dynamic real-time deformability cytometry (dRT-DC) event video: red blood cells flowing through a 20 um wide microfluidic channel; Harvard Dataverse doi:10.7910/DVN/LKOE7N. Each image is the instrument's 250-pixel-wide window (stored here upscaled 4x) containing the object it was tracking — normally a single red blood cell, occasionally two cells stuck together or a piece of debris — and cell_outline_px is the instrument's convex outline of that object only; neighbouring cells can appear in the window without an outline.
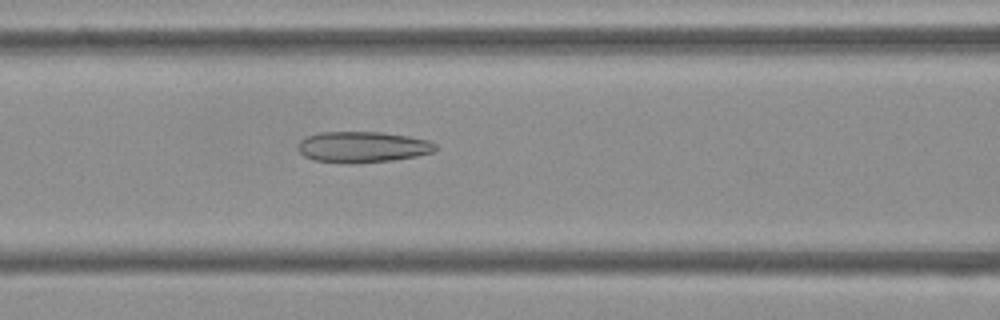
{"species": "Egyptian fruit bat (a non-hibernating species)", "species_latin": "Rousettus aegyptiacus", "temperature_condition": "cold", "stored_images_in_passage": 49, "camera_frame_rate_fps": 3000, "um_per_image_px": 0.085, "frame": {"image": 1, "passage_image": 18, "time_ms": 5.667, "image_size_px": [1000, 320], "cell_outline_px": [[436, 148], [432, 152], [416, 156], [392, 160], [356, 164], [348, 164], [312, 160], [304, 156], [296, 148], [300, 140], [304, 136], [320, 132], [384, 132], [408, 136], [428, 140], [436, 144]], "centroid_in_image_um": [30.76, 12.5], "position_along_channel_um": 135.8, "area_um2": 25.14}}
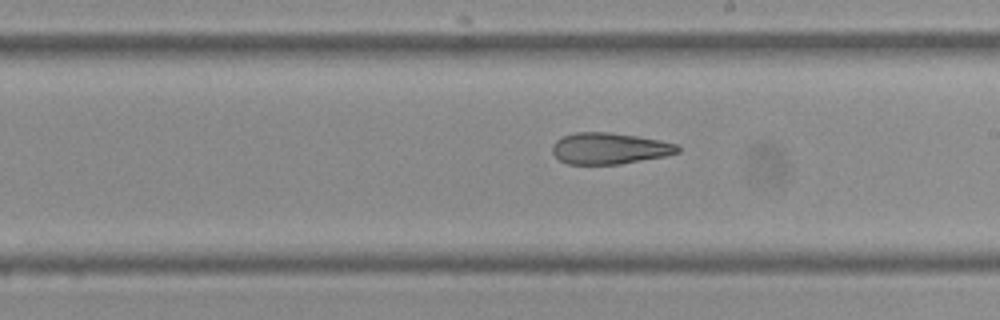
{"frame": {"image": 2, "passage_image": 26, "time_ms": 8.333, "image_size_px": [1000, 320], "cell_outline_px": [[680, 152], [664, 156], [620, 164], [568, 164], [560, 160], [552, 152], [552, 144], [556, 140], [564, 136], [576, 132], [608, 132], [636, 136], [660, 140], [676, 144], [680, 148]], "centroid_in_image_um": [51.79, 12.61], "position_along_channel_um": 237.2, "area_um2": 22.77}}
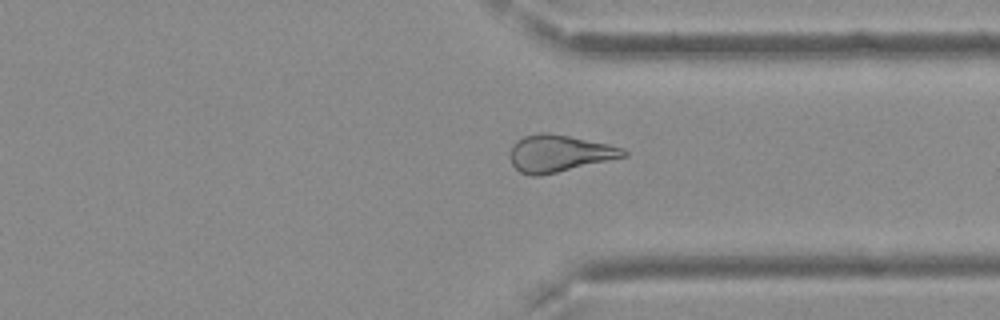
{"frame": {"image": 3, "passage_image": 36, "time_ms": 11.667, "image_size_px": [1000, 320], "cell_outline_px": [[628, 156], [540, 176], [528, 176], [520, 172], [512, 164], [508, 156], [512, 144], [516, 140], [524, 136], [540, 132], [548, 132], [608, 144], [624, 148], [628, 152]], "centroid_in_image_um": [47.5, 13.04], "position_along_channel_um": 363.9, "area_um2": 24.62}, "authors_computed_cell_mechanics": {"area_um2": 24.7962, "velocity_mm_per_s": 3.8104, "shape_relaxation_time_tau1_ms": null, "shape_relaxation_time_tau2_ms": 3.3881, "deformation_change_tau1": null, "deformation_change_tau2": 0.1316}}